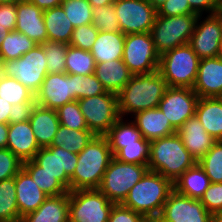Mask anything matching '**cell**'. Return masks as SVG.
I'll use <instances>...</instances> for the list:
<instances>
[{"mask_svg":"<svg viewBox=\"0 0 222 222\" xmlns=\"http://www.w3.org/2000/svg\"><path fill=\"white\" fill-rule=\"evenodd\" d=\"M168 88L159 71L136 74L117 94L120 116H133L135 113L157 108Z\"/></svg>","mask_w":222,"mask_h":222,"instance_id":"cell-1","label":"cell"},{"mask_svg":"<svg viewBox=\"0 0 222 222\" xmlns=\"http://www.w3.org/2000/svg\"><path fill=\"white\" fill-rule=\"evenodd\" d=\"M113 157L107 138L96 135L78 154L70 191L98 189Z\"/></svg>","mask_w":222,"mask_h":222,"instance_id":"cell-2","label":"cell"},{"mask_svg":"<svg viewBox=\"0 0 222 222\" xmlns=\"http://www.w3.org/2000/svg\"><path fill=\"white\" fill-rule=\"evenodd\" d=\"M196 163L177 132L150 141L148 169L160 173L172 183Z\"/></svg>","mask_w":222,"mask_h":222,"instance_id":"cell-3","label":"cell"},{"mask_svg":"<svg viewBox=\"0 0 222 222\" xmlns=\"http://www.w3.org/2000/svg\"><path fill=\"white\" fill-rule=\"evenodd\" d=\"M173 190V183L169 179L148 170L129 191L122 205L145 218H155L161 214L164 203Z\"/></svg>","mask_w":222,"mask_h":222,"instance_id":"cell-4","label":"cell"},{"mask_svg":"<svg viewBox=\"0 0 222 222\" xmlns=\"http://www.w3.org/2000/svg\"><path fill=\"white\" fill-rule=\"evenodd\" d=\"M200 58L189 44L176 47L160 56L158 71L168 87L193 88Z\"/></svg>","mask_w":222,"mask_h":222,"instance_id":"cell-5","label":"cell"},{"mask_svg":"<svg viewBox=\"0 0 222 222\" xmlns=\"http://www.w3.org/2000/svg\"><path fill=\"white\" fill-rule=\"evenodd\" d=\"M198 16L197 14L171 17L156 15L150 33L157 53L161 56L176 47L189 44Z\"/></svg>","mask_w":222,"mask_h":222,"instance_id":"cell-6","label":"cell"},{"mask_svg":"<svg viewBox=\"0 0 222 222\" xmlns=\"http://www.w3.org/2000/svg\"><path fill=\"white\" fill-rule=\"evenodd\" d=\"M46 61L43 45L37 44L18 59L0 61V74L8 78H16L36 94L47 75Z\"/></svg>","mask_w":222,"mask_h":222,"instance_id":"cell-7","label":"cell"},{"mask_svg":"<svg viewBox=\"0 0 222 222\" xmlns=\"http://www.w3.org/2000/svg\"><path fill=\"white\" fill-rule=\"evenodd\" d=\"M148 170V165L124 163L113 157L102 177L98 190L110 202L122 204L129 191Z\"/></svg>","mask_w":222,"mask_h":222,"instance_id":"cell-8","label":"cell"},{"mask_svg":"<svg viewBox=\"0 0 222 222\" xmlns=\"http://www.w3.org/2000/svg\"><path fill=\"white\" fill-rule=\"evenodd\" d=\"M88 129L97 136H104L121 117L116 93L106 92L78 100Z\"/></svg>","mask_w":222,"mask_h":222,"instance_id":"cell-9","label":"cell"},{"mask_svg":"<svg viewBox=\"0 0 222 222\" xmlns=\"http://www.w3.org/2000/svg\"><path fill=\"white\" fill-rule=\"evenodd\" d=\"M113 205L98 189L69 191V222H108Z\"/></svg>","mask_w":222,"mask_h":222,"instance_id":"cell-10","label":"cell"},{"mask_svg":"<svg viewBox=\"0 0 222 222\" xmlns=\"http://www.w3.org/2000/svg\"><path fill=\"white\" fill-rule=\"evenodd\" d=\"M122 60L133 75L157 71L160 55L155 49L151 33L127 34Z\"/></svg>","mask_w":222,"mask_h":222,"instance_id":"cell-11","label":"cell"},{"mask_svg":"<svg viewBox=\"0 0 222 222\" xmlns=\"http://www.w3.org/2000/svg\"><path fill=\"white\" fill-rule=\"evenodd\" d=\"M113 3L124 35L151 31L157 10L147 0H114Z\"/></svg>","mask_w":222,"mask_h":222,"instance_id":"cell-12","label":"cell"},{"mask_svg":"<svg viewBox=\"0 0 222 222\" xmlns=\"http://www.w3.org/2000/svg\"><path fill=\"white\" fill-rule=\"evenodd\" d=\"M199 98L191 88L168 87L158 107L178 130L187 119L195 116Z\"/></svg>","mask_w":222,"mask_h":222,"instance_id":"cell-13","label":"cell"},{"mask_svg":"<svg viewBox=\"0 0 222 222\" xmlns=\"http://www.w3.org/2000/svg\"><path fill=\"white\" fill-rule=\"evenodd\" d=\"M201 19L199 15L189 45L200 59L218 57L222 39V18L215 13L208 14L203 21Z\"/></svg>","mask_w":222,"mask_h":222,"instance_id":"cell-14","label":"cell"},{"mask_svg":"<svg viewBox=\"0 0 222 222\" xmlns=\"http://www.w3.org/2000/svg\"><path fill=\"white\" fill-rule=\"evenodd\" d=\"M41 171L56 177L69 191L70 178L77 166L78 154L71 153L62 147H41L33 159Z\"/></svg>","mask_w":222,"mask_h":222,"instance_id":"cell-15","label":"cell"},{"mask_svg":"<svg viewBox=\"0 0 222 222\" xmlns=\"http://www.w3.org/2000/svg\"><path fill=\"white\" fill-rule=\"evenodd\" d=\"M160 216L169 222H212V214L200 199L183 196L175 190L169 194Z\"/></svg>","mask_w":222,"mask_h":222,"instance_id":"cell-16","label":"cell"},{"mask_svg":"<svg viewBox=\"0 0 222 222\" xmlns=\"http://www.w3.org/2000/svg\"><path fill=\"white\" fill-rule=\"evenodd\" d=\"M74 100L73 74H47L39 91L35 94V102L45 108L57 110L64 104Z\"/></svg>","mask_w":222,"mask_h":222,"instance_id":"cell-17","label":"cell"},{"mask_svg":"<svg viewBox=\"0 0 222 222\" xmlns=\"http://www.w3.org/2000/svg\"><path fill=\"white\" fill-rule=\"evenodd\" d=\"M192 89L200 98L222 97V58L200 60Z\"/></svg>","mask_w":222,"mask_h":222,"instance_id":"cell-18","label":"cell"},{"mask_svg":"<svg viewBox=\"0 0 222 222\" xmlns=\"http://www.w3.org/2000/svg\"><path fill=\"white\" fill-rule=\"evenodd\" d=\"M15 31L24 33L37 44L48 40L43 10L38 6L22 0L17 3V23Z\"/></svg>","mask_w":222,"mask_h":222,"instance_id":"cell-19","label":"cell"},{"mask_svg":"<svg viewBox=\"0 0 222 222\" xmlns=\"http://www.w3.org/2000/svg\"><path fill=\"white\" fill-rule=\"evenodd\" d=\"M15 189L19 222L22 217L37 210L48 197L23 167L15 176Z\"/></svg>","mask_w":222,"mask_h":222,"instance_id":"cell-20","label":"cell"},{"mask_svg":"<svg viewBox=\"0 0 222 222\" xmlns=\"http://www.w3.org/2000/svg\"><path fill=\"white\" fill-rule=\"evenodd\" d=\"M183 144L192 157L198 162L213 146L216 140L211 137L195 116L187 119L177 130Z\"/></svg>","mask_w":222,"mask_h":222,"instance_id":"cell-21","label":"cell"},{"mask_svg":"<svg viewBox=\"0 0 222 222\" xmlns=\"http://www.w3.org/2000/svg\"><path fill=\"white\" fill-rule=\"evenodd\" d=\"M6 148L22 162L33 160L40 150L29 120L9 124Z\"/></svg>","mask_w":222,"mask_h":222,"instance_id":"cell-22","label":"cell"},{"mask_svg":"<svg viewBox=\"0 0 222 222\" xmlns=\"http://www.w3.org/2000/svg\"><path fill=\"white\" fill-rule=\"evenodd\" d=\"M133 117L132 121L146 140L152 141L177 132L159 107L137 112Z\"/></svg>","mask_w":222,"mask_h":222,"instance_id":"cell-23","label":"cell"},{"mask_svg":"<svg viewBox=\"0 0 222 222\" xmlns=\"http://www.w3.org/2000/svg\"><path fill=\"white\" fill-rule=\"evenodd\" d=\"M29 122L40 147L50 146L60 126L56 110L35 105Z\"/></svg>","mask_w":222,"mask_h":222,"instance_id":"cell-24","label":"cell"},{"mask_svg":"<svg viewBox=\"0 0 222 222\" xmlns=\"http://www.w3.org/2000/svg\"><path fill=\"white\" fill-rule=\"evenodd\" d=\"M20 222H69V192L48 196L37 210L22 217Z\"/></svg>","mask_w":222,"mask_h":222,"instance_id":"cell-25","label":"cell"},{"mask_svg":"<svg viewBox=\"0 0 222 222\" xmlns=\"http://www.w3.org/2000/svg\"><path fill=\"white\" fill-rule=\"evenodd\" d=\"M94 75L106 91L116 94L124 88L133 76L122 59L96 63Z\"/></svg>","mask_w":222,"mask_h":222,"instance_id":"cell-26","label":"cell"},{"mask_svg":"<svg viewBox=\"0 0 222 222\" xmlns=\"http://www.w3.org/2000/svg\"><path fill=\"white\" fill-rule=\"evenodd\" d=\"M195 115L211 137L222 141V97L199 98Z\"/></svg>","mask_w":222,"mask_h":222,"instance_id":"cell-27","label":"cell"},{"mask_svg":"<svg viewBox=\"0 0 222 222\" xmlns=\"http://www.w3.org/2000/svg\"><path fill=\"white\" fill-rule=\"evenodd\" d=\"M125 36L119 32L99 31L90 50L96 63L122 59Z\"/></svg>","mask_w":222,"mask_h":222,"instance_id":"cell-28","label":"cell"},{"mask_svg":"<svg viewBox=\"0 0 222 222\" xmlns=\"http://www.w3.org/2000/svg\"><path fill=\"white\" fill-rule=\"evenodd\" d=\"M210 179L204 169L197 162L186 170L174 183V190L194 199H200L210 185Z\"/></svg>","mask_w":222,"mask_h":222,"instance_id":"cell-29","label":"cell"},{"mask_svg":"<svg viewBox=\"0 0 222 222\" xmlns=\"http://www.w3.org/2000/svg\"><path fill=\"white\" fill-rule=\"evenodd\" d=\"M48 40L69 44L74 26L67 18L62 6L43 10Z\"/></svg>","mask_w":222,"mask_h":222,"instance_id":"cell-30","label":"cell"},{"mask_svg":"<svg viewBox=\"0 0 222 222\" xmlns=\"http://www.w3.org/2000/svg\"><path fill=\"white\" fill-rule=\"evenodd\" d=\"M95 136L89 129L75 130L60 125L50 146L79 154Z\"/></svg>","mask_w":222,"mask_h":222,"instance_id":"cell-31","label":"cell"},{"mask_svg":"<svg viewBox=\"0 0 222 222\" xmlns=\"http://www.w3.org/2000/svg\"><path fill=\"white\" fill-rule=\"evenodd\" d=\"M114 158L124 163L148 165L150 141L141 137L135 143L109 144Z\"/></svg>","mask_w":222,"mask_h":222,"instance_id":"cell-32","label":"cell"},{"mask_svg":"<svg viewBox=\"0 0 222 222\" xmlns=\"http://www.w3.org/2000/svg\"><path fill=\"white\" fill-rule=\"evenodd\" d=\"M22 167L30 174L36 185L47 196H57L68 193L69 190L53 175L41 171L39 166L34 160H28L22 163Z\"/></svg>","mask_w":222,"mask_h":222,"instance_id":"cell-33","label":"cell"},{"mask_svg":"<svg viewBox=\"0 0 222 222\" xmlns=\"http://www.w3.org/2000/svg\"><path fill=\"white\" fill-rule=\"evenodd\" d=\"M37 45L24 33L17 31L9 32L2 42L0 48V61H8L20 58Z\"/></svg>","mask_w":222,"mask_h":222,"instance_id":"cell-34","label":"cell"},{"mask_svg":"<svg viewBox=\"0 0 222 222\" xmlns=\"http://www.w3.org/2000/svg\"><path fill=\"white\" fill-rule=\"evenodd\" d=\"M65 60V72L67 74H76L80 76L94 74L96 62L90 51H85L69 45Z\"/></svg>","mask_w":222,"mask_h":222,"instance_id":"cell-35","label":"cell"},{"mask_svg":"<svg viewBox=\"0 0 222 222\" xmlns=\"http://www.w3.org/2000/svg\"><path fill=\"white\" fill-rule=\"evenodd\" d=\"M0 222H19L15 177L0 181Z\"/></svg>","mask_w":222,"mask_h":222,"instance_id":"cell-36","label":"cell"},{"mask_svg":"<svg viewBox=\"0 0 222 222\" xmlns=\"http://www.w3.org/2000/svg\"><path fill=\"white\" fill-rule=\"evenodd\" d=\"M0 97L10 104L35 102V94L27 89L16 78L0 74Z\"/></svg>","mask_w":222,"mask_h":222,"instance_id":"cell-37","label":"cell"},{"mask_svg":"<svg viewBox=\"0 0 222 222\" xmlns=\"http://www.w3.org/2000/svg\"><path fill=\"white\" fill-rule=\"evenodd\" d=\"M104 136L109 144L135 143L142 137L136 124L132 120L124 122L123 117H120Z\"/></svg>","mask_w":222,"mask_h":222,"instance_id":"cell-38","label":"cell"},{"mask_svg":"<svg viewBox=\"0 0 222 222\" xmlns=\"http://www.w3.org/2000/svg\"><path fill=\"white\" fill-rule=\"evenodd\" d=\"M42 45L47 59V74L65 73L69 44L47 40Z\"/></svg>","mask_w":222,"mask_h":222,"instance_id":"cell-39","label":"cell"},{"mask_svg":"<svg viewBox=\"0 0 222 222\" xmlns=\"http://www.w3.org/2000/svg\"><path fill=\"white\" fill-rule=\"evenodd\" d=\"M198 163L211 183H222V141H216Z\"/></svg>","mask_w":222,"mask_h":222,"instance_id":"cell-40","label":"cell"},{"mask_svg":"<svg viewBox=\"0 0 222 222\" xmlns=\"http://www.w3.org/2000/svg\"><path fill=\"white\" fill-rule=\"evenodd\" d=\"M61 6L74 28L92 23L93 7L87 0H64Z\"/></svg>","mask_w":222,"mask_h":222,"instance_id":"cell-41","label":"cell"},{"mask_svg":"<svg viewBox=\"0 0 222 222\" xmlns=\"http://www.w3.org/2000/svg\"><path fill=\"white\" fill-rule=\"evenodd\" d=\"M92 25L98 31L104 32H119L120 25L116 15L115 4L93 7Z\"/></svg>","mask_w":222,"mask_h":222,"instance_id":"cell-42","label":"cell"},{"mask_svg":"<svg viewBox=\"0 0 222 222\" xmlns=\"http://www.w3.org/2000/svg\"><path fill=\"white\" fill-rule=\"evenodd\" d=\"M60 125L75 130L88 129L85 117L83 116L78 100H73L59 107L57 110Z\"/></svg>","mask_w":222,"mask_h":222,"instance_id":"cell-43","label":"cell"},{"mask_svg":"<svg viewBox=\"0 0 222 222\" xmlns=\"http://www.w3.org/2000/svg\"><path fill=\"white\" fill-rule=\"evenodd\" d=\"M74 100L106 93V89L94 74L80 76L73 74Z\"/></svg>","mask_w":222,"mask_h":222,"instance_id":"cell-44","label":"cell"},{"mask_svg":"<svg viewBox=\"0 0 222 222\" xmlns=\"http://www.w3.org/2000/svg\"><path fill=\"white\" fill-rule=\"evenodd\" d=\"M98 33L99 31L92 23L75 27L69 45L85 51H90Z\"/></svg>","mask_w":222,"mask_h":222,"instance_id":"cell-45","label":"cell"},{"mask_svg":"<svg viewBox=\"0 0 222 222\" xmlns=\"http://www.w3.org/2000/svg\"><path fill=\"white\" fill-rule=\"evenodd\" d=\"M22 161L8 148H0V181L17 175L22 168Z\"/></svg>","mask_w":222,"mask_h":222,"instance_id":"cell-46","label":"cell"},{"mask_svg":"<svg viewBox=\"0 0 222 222\" xmlns=\"http://www.w3.org/2000/svg\"><path fill=\"white\" fill-rule=\"evenodd\" d=\"M201 203L211 214L222 209V183H210L204 195L200 198Z\"/></svg>","mask_w":222,"mask_h":222,"instance_id":"cell-47","label":"cell"},{"mask_svg":"<svg viewBox=\"0 0 222 222\" xmlns=\"http://www.w3.org/2000/svg\"><path fill=\"white\" fill-rule=\"evenodd\" d=\"M195 14L186 0H167L160 8L157 10V15L160 16H178Z\"/></svg>","mask_w":222,"mask_h":222,"instance_id":"cell-48","label":"cell"},{"mask_svg":"<svg viewBox=\"0 0 222 222\" xmlns=\"http://www.w3.org/2000/svg\"><path fill=\"white\" fill-rule=\"evenodd\" d=\"M145 217L122 204H114L108 222H142Z\"/></svg>","mask_w":222,"mask_h":222,"instance_id":"cell-49","label":"cell"},{"mask_svg":"<svg viewBox=\"0 0 222 222\" xmlns=\"http://www.w3.org/2000/svg\"><path fill=\"white\" fill-rule=\"evenodd\" d=\"M35 105L36 102L13 104L9 112L8 124L29 120Z\"/></svg>","mask_w":222,"mask_h":222,"instance_id":"cell-50","label":"cell"},{"mask_svg":"<svg viewBox=\"0 0 222 222\" xmlns=\"http://www.w3.org/2000/svg\"><path fill=\"white\" fill-rule=\"evenodd\" d=\"M17 23V4H0V25L9 32L15 31Z\"/></svg>","mask_w":222,"mask_h":222,"instance_id":"cell-51","label":"cell"},{"mask_svg":"<svg viewBox=\"0 0 222 222\" xmlns=\"http://www.w3.org/2000/svg\"><path fill=\"white\" fill-rule=\"evenodd\" d=\"M191 10L197 15H203V12L215 14L218 12L221 2L219 0H186Z\"/></svg>","mask_w":222,"mask_h":222,"instance_id":"cell-52","label":"cell"},{"mask_svg":"<svg viewBox=\"0 0 222 222\" xmlns=\"http://www.w3.org/2000/svg\"><path fill=\"white\" fill-rule=\"evenodd\" d=\"M27 1L38 6L42 10H46L56 6H60L64 0H27Z\"/></svg>","mask_w":222,"mask_h":222,"instance_id":"cell-53","label":"cell"},{"mask_svg":"<svg viewBox=\"0 0 222 222\" xmlns=\"http://www.w3.org/2000/svg\"><path fill=\"white\" fill-rule=\"evenodd\" d=\"M11 106L8 101H5L0 97V123L8 124L9 112L11 111Z\"/></svg>","mask_w":222,"mask_h":222,"instance_id":"cell-54","label":"cell"},{"mask_svg":"<svg viewBox=\"0 0 222 222\" xmlns=\"http://www.w3.org/2000/svg\"><path fill=\"white\" fill-rule=\"evenodd\" d=\"M9 124L0 123V148H6Z\"/></svg>","mask_w":222,"mask_h":222,"instance_id":"cell-55","label":"cell"},{"mask_svg":"<svg viewBox=\"0 0 222 222\" xmlns=\"http://www.w3.org/2000/svg\"><path fill=\"white\" fill-rule=\"evenodd\" d=\"M92 7H99V6H105L110 5L114 2V0H87Z\"/></svg>","mask_w":222,"mask_h":222,"instance_id":"cell-56","label":"cell"},{"mask_svg":"<svg viewBox=\"0 0 222 222\" xmlns=\"http://www.w3.org/2000/svg\"><path fill=\"white\" fill-rule=\"evenodd\" d=\"M156 10L160 8L167 0H147Z\"/></svg>","mask_w":222,"mask_h":222,"instance_id":"cell-57","label":"cell"},{"mask_svg":"<svg viewBox=\"0 0 222 222\" xmlns=\"http://www.w3.org/2000/svg\"><path fill=\"white\" fill-rule=\"evenodd\" d=\"M212 222H222V209L212 214Z\"/></svg>","mask_w":222,"mask_h":222,"instance_id":"cell-58","label":"cell"},{"mask_svg":"<svg viewBox=\"0 0 222 222\" xmlns=\"http://www.w3.org/2000/svg\"><path fill=\"white\" fill-rule=\"evenodd\" d=\"M9 33V31L2 25H0V48L2 46V42L4 37Z\"/></svg>","mask_w":222,"mask_h":222,"instance_id":"cell-59","label":"cell"},{"mask_svg":"<svg viewBox=\"0 0 222 222\" xmlns=\"http://www.w3.org/2000/svg\"><path fill=\"white\" fill-rule=\"evenodd\" d=\"M19 1L22 0H0V4H17Z\"/></svg>","mask_w":222,"mask_h":222,"instance_id":"cell-60","label":"cell"},{"mask_svg":"<svg viewBox=\"0 0 222 222\" xmlns=\"http://www.w3.org/2000/svg\"><path fill=\"white\" fill-rule=\"evenodd\" d=\"M154 222H169L164 220L160 215L154 218Z\"/></svg>","mask_w":222,"mask_h":222,"instance_id":"cell-61","label":"cell"},{"mask_svg":"<svg viewBox=\"0 0 222 222\" xmlns=\"http://www.w3.org/2000/svg\"><path fill=\"white\" fill-rule=\"evenodd\" d=\"M219 57L222 58V39L220 41Z\"/></svg>","mask_w":222,"mask_h":222,"instance_id":"cell-62","label":"cell"},{"mask_svg":"<svg viewBox=\"0 0 222 222\" xmlns=\"http://www.w3.org/2000/svg\"><path fill=\"white\" fill-rule=\"evenodd\" d=\"M142 222H154V218H145Z\"/></svg>","mask_w":222,"mask_h":222,"instance_id":"cell-63","label":"cell"},{"mask_svg":"<svg viewBox=\"0 0 222 222\" xmlns=\"http://www.w3.org/2000/svg\"><path fill=\"white\" fill-rule=\"evenodd\" d=\"M217 13H218L219 16L222 18V4H221V6H220V8H219V10H218Z\"/></svg>","mask_w":222,"mask_h":222,"instance_id":"cell-64","label":"cell"}]
</instances>
